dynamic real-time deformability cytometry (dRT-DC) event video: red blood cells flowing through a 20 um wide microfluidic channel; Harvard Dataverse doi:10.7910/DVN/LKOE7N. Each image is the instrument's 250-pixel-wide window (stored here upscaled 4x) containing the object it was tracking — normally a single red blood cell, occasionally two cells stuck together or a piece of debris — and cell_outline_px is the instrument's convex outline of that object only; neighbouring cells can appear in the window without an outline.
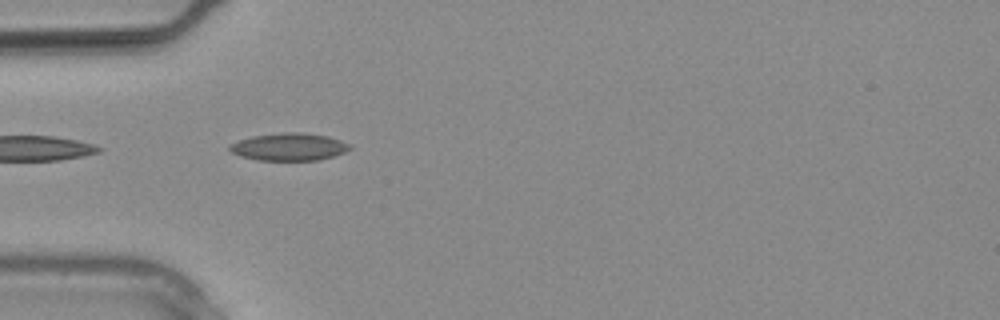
{"species": "common noctule bat (a hibernating species)", "species_latin": "Nyctalus noctula", "temperature_condition": "warm", "stored_images_in_passage": 6, "camera_frame_rate_fps": 3000, "um_per_image_px": 0.085, "animal": {"sex": "male", "body_mass_g": 20.4}, "frame": {"image": 1, "passage_image": 2, "time_ms": 0.333, "image_size_px": [1000, 320], "cell_outline_px": [[352, 148], [344, 152], [320, 160], [260, 160], [240, 156], [232, 152], [228, 148], [228, 144], [252, 136], [284, 132], [300, 132], [328, 136], [352, 144]], "centroid_in_image_um": [24.58, 12.48], "position_along_channel_um": 60.4, "area_um2": 19.25}}